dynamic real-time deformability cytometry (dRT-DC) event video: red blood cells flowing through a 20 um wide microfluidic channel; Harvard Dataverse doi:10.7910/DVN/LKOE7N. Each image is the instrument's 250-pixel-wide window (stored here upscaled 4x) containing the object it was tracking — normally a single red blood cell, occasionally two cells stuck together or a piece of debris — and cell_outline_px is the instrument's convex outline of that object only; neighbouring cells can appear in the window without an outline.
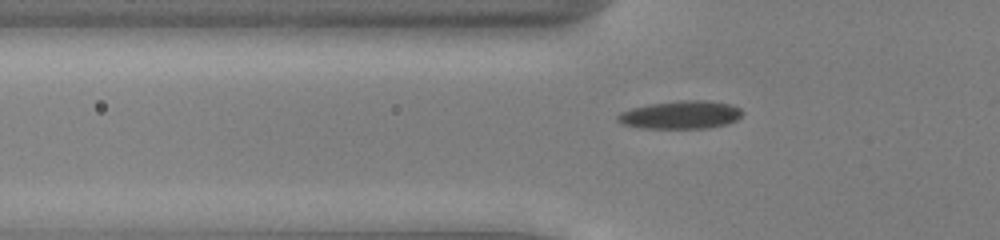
{"species": "common noctule bat (a hibernating species)", "species_latin": "Nyctalus noctula", "temperature_condition": "cold", "stored_images_in_passage": 44, "camera_frame_rate_fps": 3000, "um_per_image_px": 0.085, "animal": {"sex": "male", "body_mass_g": 13.0, "forearm_length_mm": 53.1}, "frame": {"image": 1, "passage_image": 9, "time_ms": 2.667, "image_size_px": [1000, 240], "cell_outline_px": [[744, 112], [736, 120], [728, 124], [708, 128], [640, 128], [624, 124], [616, 120], [616, 116], [620, 112], [632, 108], [652, 104], [680, 100], [700, 100], [728, 104], [740, 108]], "centroid_in_image_um": [57.85, 9.77], "position_along_channel_um": 67.9, "area_um2": 20.23}}
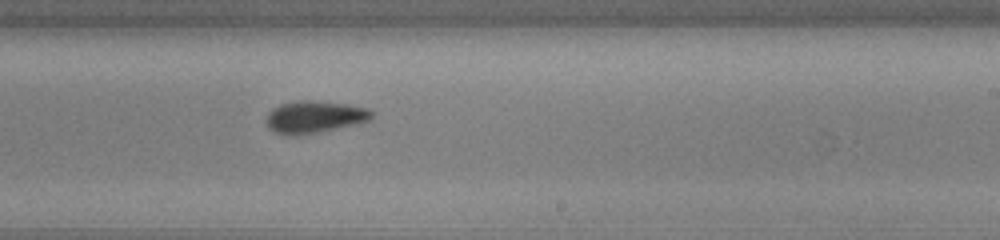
{"frame": {"image": 2, "passage_image": 24, "time_ms": 7.667, "image_size_px": [1000, 240], "cell_outline_px": [[372, 116], [368, 120], [320, 132], [296, 136], [284, 136], [272, 132], [268, 128], [264, 120], [268, 112], [272, 108], [280, 104], [300, 100], [312, 100], [348, 104], [368, 108], [372, 112]], "centroid_in_image_um": [26.62, 9.95], "position_along_channel_um": 262.4, "area_um2": 20.0}}
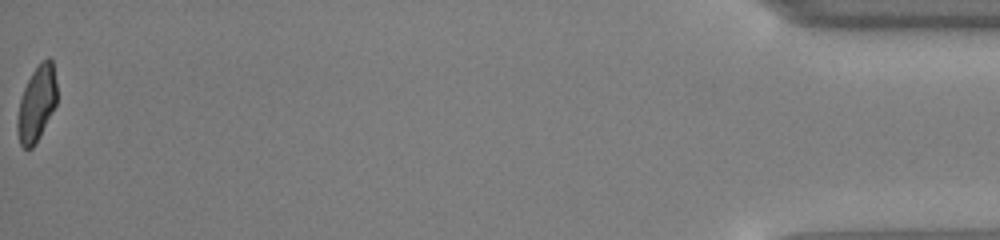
{"frame": {"image": 3, "passage_image": 44, "time_ms": 14.333, "image_size_px": [1000, 240], "cell_outline_px": [[56, 104], [36, 144], [32, 148], [24, 148], [20, 144], [16, 128], [16, 120], [20, 100], [24, 88], [32, 72], [48, 56], [52, 60], [56, 80]], "centroid_in_image_um": [3.1, 8.84], "position_along_channel_um": 432.1, "area_um2": 17.22}, "authors_computed_cell_mechanics": {"area_um2": 19.3919, "velocity_mm_per_s": 3.9301, "shape_relaxation_time_tau1_ms": 3.2055, "shape_relaxation_time_tau2_ms": 3.8215, "deformation_change_tau1": 0.1273, "deformation_change_tau2": 0.1096}}